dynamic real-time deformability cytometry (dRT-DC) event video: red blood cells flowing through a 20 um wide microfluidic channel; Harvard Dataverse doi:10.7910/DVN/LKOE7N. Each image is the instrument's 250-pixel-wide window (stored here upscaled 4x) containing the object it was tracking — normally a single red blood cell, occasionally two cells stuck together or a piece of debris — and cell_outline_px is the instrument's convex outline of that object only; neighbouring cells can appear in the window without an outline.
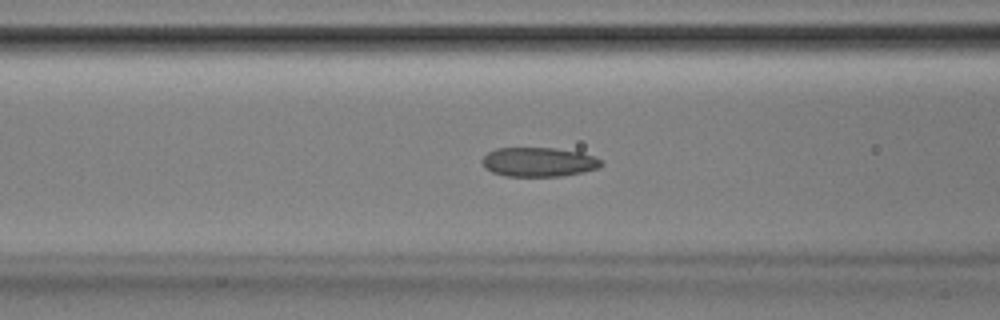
{"species": "Egyptian fruit bat (a non-hibernating species)", "species_latin": "Rousettus aegyptiacus", "temperature_condition": "room temperature", "stored_images_in_passage": 39, "camera_frame_rate_fps": 3000, "um_per_image_px": 0.085, "animal": {"sex": "male"}, "frame": {"image": 1, "passage_image": 12, "time_ms": 3.667, "image_size_px": [1000, 320], "cell_outline_px": [[604, 164], [600, 168], [560, 176], [508, 176], [492, 172], [484, 168], [480, 160], [488, 152], [496, 148], [556, 148], [580, 152], [604, 160]], "centroid_in_image_um": [45.79, 13.76], "position_along_channel_um": 120.8, "area_um2": 20.4}}
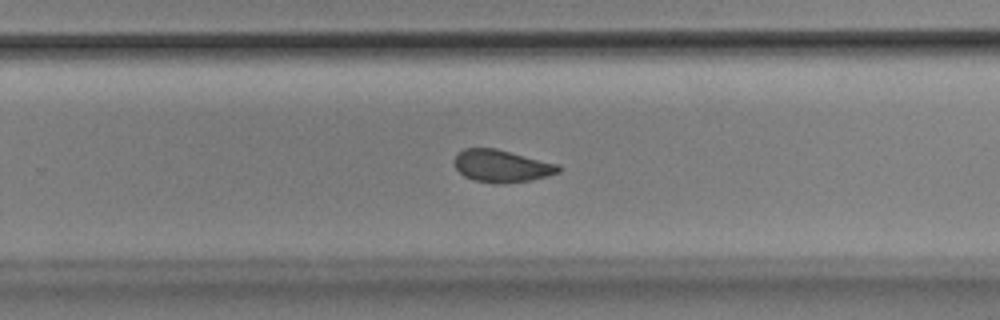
{"frame": {"image": 2, "passage_image": 25, "time_ms": 8.0, "image_size_px": [1000, 320], "cell_outline_px": [[560, 172], [548, 176], [532, 180], [472, 180], [464, 176], [452, 164], [452, 160], [464, 148], [496, 148], [560, 164]], "centroid_in_image_um": [42.65, 14.05], "position_along_channel_um": 287.2, "area_um2": 19.02}}
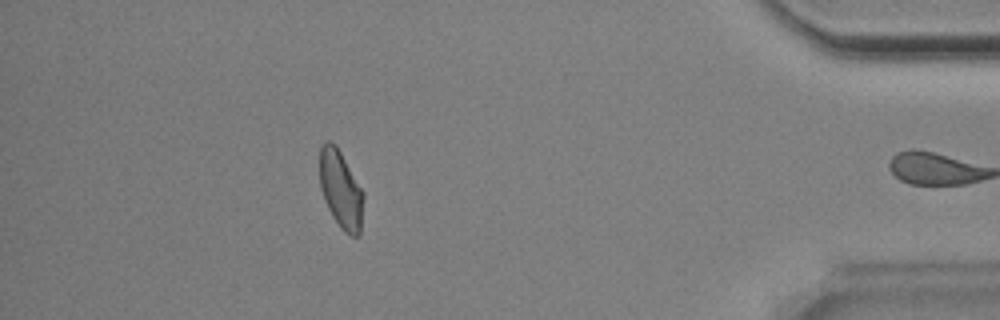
{"frame": {"image": 3, "passage_image": 38, "time_ms": 12.333, "image_size_px": [1000, 320], "cell_outline_px": [[364, 196], [360, 232], [356, 236], [352, 236], [344, 232], [340, 228], [332, 216], [324, 200], [320, 188], [320, 148], [328, 140], [336, 144], [364, 192]], "centroid_in_image_um": [28.97, 16.11], "position_along_channel_um": 406.2, "area_um2": 19.88}, "authors_computed_cell_mechanics": {"area_um2": 19.941, "velocity_mm_per_s": 3.8511, "shape_relaxation_time_tau1_ms": null, "shape_relaxation_time_tau2_ms": 1.9424, "deformation_change_tau1": null, "deformation_change_tau2": 0.0698}}